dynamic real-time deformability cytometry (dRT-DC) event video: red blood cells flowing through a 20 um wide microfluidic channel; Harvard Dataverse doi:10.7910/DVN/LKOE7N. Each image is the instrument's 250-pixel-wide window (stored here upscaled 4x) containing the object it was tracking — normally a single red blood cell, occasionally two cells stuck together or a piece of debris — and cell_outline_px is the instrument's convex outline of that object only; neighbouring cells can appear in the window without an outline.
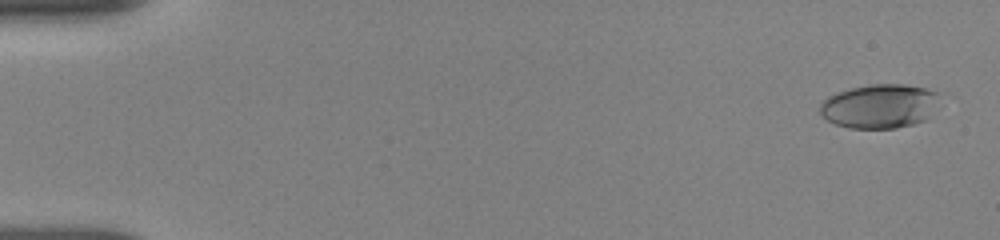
{"species": "human", "species_latin": "Homo sapiens", "temperature_condition": "room temperature", "stored_images_in_passage": 35, "camera_frame_rate_fps": 3000, "um_per_image_px": 0.085, "donor": {"sex": "female"}, "frame": {"image": 1, "passage_image": 5, "time_ms": 0.667, "image_size_px": [1000, 240], "cell_outline_px": [[936, 92], [924, 120], [912, 124], [896, 128], [848, 128], [836, 124], [828, 120], [820, 112], [820, 104], [828, 96], [852, 88], [872, 84], [904, 84], [924, 88]], "centroid_in_image_um": [74.64, 9.03], "position_along_channel_um": 10.4, "area_um2": 29.59}}
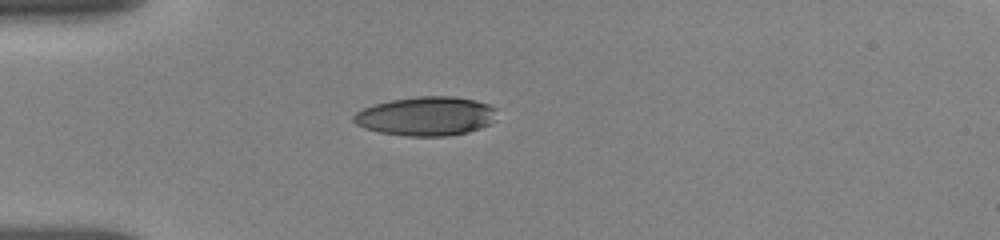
{"frame": {"image": 2, "passage_image": 30, "time_ms": 5.0, "image_size_px": [1000, 240], "cell_outline_px": [[496, 108], [492, 120], [488, 124], [480, 128], [468, 132], [448, 136], [408, 136], [380, 132], [364, 128], [356, 124], [352, 120], [352, 116], [356, 112], [364, 108], [376, 104], [392, 100], [420, 96], [452, 96], [476, 100], [488, 104]], "centroid_in_image_um": [36.2, 9.87], "position_along_channel_um": 48.8, "area_um2": 32.37}}